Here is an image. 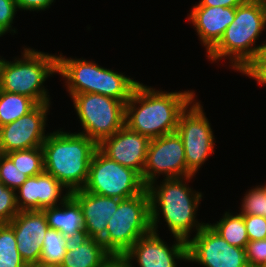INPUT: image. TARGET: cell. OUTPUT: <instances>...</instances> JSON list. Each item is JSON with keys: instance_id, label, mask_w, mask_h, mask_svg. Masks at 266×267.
<instances>
[{"instance_id": "obj_37", "label": "cell", "mask_w": 266, "mask_h": 267, "mask_svg": "<svg viewBox=\"0 0 266 267\" xmlns=\"http://www.w3.org/2000/svg\"><path fill=\"white\" fill-rule=\"evenodd\" d=\"M27 267H61L59 265H53V264H45V263H42V262H37L35 264H31Z\"/></svg>"}, {"instance_id": "obj_34", "label": "cell", "mask_w": 266, "mask_h": 267, "mask_svg": "<svg viewBox=\"0 0 266 267\" xmlns=\"http://www.w3.org/2000/svg\"><path fill=\"white\" fill-rule=\"evenodd\" d=\"M21 10H45L50 7L54 0H15Z\"/></svg>"}, {"instance_id": "obj_27", "label": "cell", "mask_w": 266, "mask_h": 267, "mask_svg": "<svg viewBox=\"0 0 266 267\" xmlns=\"http://www.w3.org/2000/svg\"><path fill=\"white\" fill-rule=\"evenodd\" d=\"M28 176L20 171L13 164L12 160L6 155L0 153V182L13 190L18 189Z\"/></svg>"}, {"instance_id": "obj_21", "label": "cell", "mask_w": 266, "mask_h": 267, "mask_svg": "<svg viewBox=\"0 0 266 267\" xmlns=\"http://www.w3.org/2000/svg\"><path fill=\"white\" fill-rule=\"evenodd\" d=\"M44 208L49 228L55 229L65 237L85 230V220L79 202L70 194L61 204Z\"/></svg>"}, {"instance_id": "obj_36", "label": "cell", "mask_w": 266, "mask_h": 267, "mask_svg": "<svg viewBox=\"0 0 266 267\" xmlns=\"http://www.w3.org/2000/svg\"><path fill=\"white\" fill-rule=\"evenodd\" d=\"M103 267H133L131 263H127L122 257H112Z\"/></svg>"}, {"instance_id": "obj_19", "label": "cell", "mask_w": 266, "mask_h": 267, "mask_svg": "<svg viewBox=\"0 0 266 267\" xmlns=\"http://www.w3.org/2000/svg\"><path fill=\"white\" fill-rule=\"evenodd\" d=\"M236 7L194 6L189 14L207 53L220 41L225 29L233 22Z\"/></svg>"}, {"instance_id": "obj_7", "label": "cell", "mask_w": 266, "mask_h": 267, "mask_svg": "<svg viewBox=\"0 0 266 267\" xmlns=\"http://www.w3.org/2000/svg\"><path fill=\"white\" fill-rule=\"evenodd\" d=\"M151 230L150 198L146 189L119 203L108 220L101 242L113 257H122L141 236Z\"/></svg>"}, {"instance_id": "obj_18", "label": "cell", "mask_w": 266, "mask_h": 267, "mask_svg": "<svg viewBox=\"0 0 266 267\" xmlns=\"http://www.w3.org/2000/svg\"><path fill=\"white\" fill-rule=\"evenodd\" d=\"M71 195L82 208L85 230L89 238L101 241L105 237L108 220L116 212L122 200L90 193L84 189L73 191Z\"/></svg>"}, {"instance_id": "obj_3", "label": "cell", "mask_w": 266, "mask_h": 267, "mask_svg": "<svg viewBox=\"0 0 266 267\" xmlns=\"http://www.w3.org/2000/svg\"><path fill=\"white\" fill-rule=\"evenodd\" d=\"M192 177L165 178L160 186L156 185L155 187L154 183L147 186L152 231L156 232L157 230L160 212L173 237H179L185 241L190 239V232L193 227H196L198 232L206 225L195 220L202 194L192 191L191 188L187 187L186 182L183 183L184 180L190 181ZM158 209L161 211L159 212Z\"/></svg>"}, {"instance_id": "obj_38", "label": "cell", "mask_w": 266, "mask_h": 267, "mask_svg": "<svg viewBox=\"0 0 266 267\" xmlns=\"http://www.w3.org/2000/svg\"><path fill=\"white\" fill-rule=\"evenodd\" d=\"M266 13V0H256Z\"/></svg>"}, {"instance_id": "obj_6", "label": "cell", "mask_w": 266, "mask_h": 267, "mask_svg": "<svg viewBox=\"0 0 266 267\" xmlns=\"http://www.w3.org/2000/svg\"><path fill=\"white\" fill-rule=\"evenodd\" d=\"M23 53V60L9 62L0 58V90L30 97L38 104L49 102L43 83L57 73V56L30 48Z\"/></svg>"}, {"instance_id": "obj_29", "label": "cell", "mask_w": 266, "mask_h": 267, "mask_svg": "<svg viewBox=\"0 0 266 267\" xmlns=\"http://www.w3.org/2000/svg\"><path fill=\"white\" fill-rule=\"evenodd\" d=\"M247 193L243 198L241 214L264 217V186H256Z\"/></svg>"}, {"instance_id": "obj_32", "label": "cell", "mask_w": 266, "mask_h": 267, "mask_svg": "<svg viewBox=\"0 0 266 267\" xmlns=\"http://www.w3.org/2000/svg\"><path fill=\"white\" fill-rule=\"evenodd\" d=\"M241 73L252 77L258 84H266V49L262 50Z\"/></svg>"}, {"instance_id": "obj_4", "label": "cell", "mask_w": 266, "mask_h": 267, "mask_svg": "<svg viewBox=\"0 0 266 267\" xmlns=\"http://www.w3.org/2000/svg\"><path fill=\"white\" fill-rule=\"evenodd\" d=\"M266 26V13L256 0H246L236 7L233 22L225 29L220 41L207 53L216 62L229 57L232 68L242 72L264 49L266 43L254 44Z\"/></svg>"}, {"instance_id": "obj_23", "label": "cell", "mask_w": 266, "mask_h": 267, "mask_svg": "<svg viewBox=\"0 0 266 267\" xmlns=\"http://www.w3.org/2000/svg\"><path fill=\"white\" fill-rule=\"evenodd\" d=\"M209 226L216 231L230 245L246 248L249 242L243 215L241 213L232 215L226 212L217 223Z\"/></svg>"}, {"instance_id": "obj_20", "label": "cell", "mask_w": 266, "mask_h": 267, "mask_svg": "<svg viewBox=\"0 0 266 267\" xmlns=\"http://www.w3.org/2000/svg\"><path fill=\"white\" fill-rule=\"evenodd\" d=\"M65 248L61 267H103L113 257L100 240L89 238L86 230L66 237Z\"/></svg>"}, {"instance_id": "obj_22", "label": "cell", "mask_w": 266, "mask_h": 267, "mask_svg": "<svg viewBox=\"0 0 266 267\" xmlns=\"http://www.w3.org/2000/svg\"><path fill=\"white\" fill-rule=\"evenodd\" d=\"M37 105L30 97L0 90V127L16 121Z\"/></svg>"}, {"instance_id": "obj_13", "label": "cell", "mask_w": 266, "mask_h": 267, "mask_svg": "<svg viewBox=\"0 0 266 267\" xmlns=\"http://www.w3.org/2000/svg\"><path fill=\"white\" fill-rule=\"evenodd\" d=\"M50 103L38 104L32 111L16 121L0 127V153L42 147L45 135L46 113Z\"/></svg>"}, {"instance_id": "obj_28", "label": "cell", "mask_w": 266, "mask_h": 267, "mask_svg": "<svg viewBox=\"0 0 266 267\" xmlns=\"http://www.w3.org/2000/svg\"><path fill=\"white\" fill-rule=\"evenodd\" d=\"M18 213L16 191L0 182V224L9 223Z\"/></svg>"}, {"instance_id": "obj_25", "label": "cell", "mask_w": 266, "mask_h": 267, "mask_svg": "<svg viewBox=\"0 0 266 267\" xmlns=\"http://www.w3.org/2000/svg\"><path fill=\"white\" fill-rule=\"evenodd\" d=\"M6 155L12 160L15 167L28 177L39 175L45 171L42 147L13 151Z\"/></svg>"}, {"instance_id": "obj_30", "label": "cell", "mask_w": 266, "mask_h": 267, "mask_svg": "<svg viewBox=\"0 0 266 267\" xmlns=\"http://www.w3.org/2000/svg\"><path fill=\"white\" fill-rule=\"evenodd\" d=\"M245 254L248 267H266V239L249 241Z\"/></svg>"}, {"instance_id": "obj_24", "label": "cell", "mask_w": 266, "mask_h": 267, "mask_svg": "<svg viewBox=\"0 0 266 267\" xmlns=\"http://www.w3.org/2000/svg\"><path fill=\"white\" fill-rule=\"evenodd\" d=\"M0 267H27L18 252L14 230L8 223L0 224Z\"/></svg>"}, {"instance_id": "obj_17", "label": "cell", "mask_w": 266, "mask_h": 267, "mask_svg": "<svg viewBox=\"0 0 266 267\" xmlns=\"http://www.w3.org/2000/svg\"><path fill=\"white\" fill-rule=\"evenodd\" d=\"M57 179L45 171L28 179L15 191L16 204L19 211L43 210L47 207L60 205L71 193ZM60 201V204L58 203Z\"/></svg>"}, {"instance_id": "obj_39", "label": "cell", "mask_w": 266, "mask_h": 267, "mask_svg": "<svg viewBox=\"0 0 266 267\" xmlns=\"http://www.w3.org/2000/svg\"><path fill=\"white\" fill-rule=\"evenodd\" d=\"M264 217H266V185L264 186Z\"/></svg>"}, {"instance_id": "obj_12", "label": "cell", "mask_w": 266, "mask_h": 267, "mask_svg": "<svg viewBox=\"0 0 266 267\" xmlns=\"http://www.w3.org/2000/svg\"><path fill=\"white\" fill-rule=\"evenodd\" d=\"M187 261L205 267H248L245 248L230 245L209 223L187 241Z\"/></svg>"}, {"instance_id": "obj_33", "label": "cell", "mask_w": 266, "mask_h": 267, "mask_svg": "<svg viewBox=\"0 0 266 267\" xmlns=\"http://www.w3.org/2000/svg\"><path fill=\"white\" fill-rule=\"evenodd\" d=\"M17 3L15 0H0V36L6 32L15 30L12 29L11 24L17 11Z\"/></svg>"}, {"instance_id": "obj_9", "label": "cell", "mask_w": 266, "mask_h": 267, "mask_svg": "<svg viewBox=\"0 0 266 267\" xmlns=\"http://www.w3.org/2000/svg\"><path fill=\"white\" fill-rule=\"evenodd\" d=\"M83 189L97 195L125 200L144 192L147 186L137 171L111 160L97 149L89 165V176Z\"/></svg>"}, {"instance_id": "obj_10", "label": "cell", "mask_w": 266, "mask_h": 267, "mask_svg": "<svg viewBox=\"0 0 266 267\" xmlns=\"http://www.w3.org/2000/svg\"><path fill=\"white\" fill-rule=\"evenodd\" d=\"M181 113L177 134L181 137L185 149L187 169L195 175L206 159L214 153V136L211 125L199 102ZM189 109V110H188Z\"/></svg>"}, {"instance_id": "obj_5", "label": "cell", "mask_w": 266, "mask_h": 267, "mask_svg": "<svg viewBox=\"0 0 266 267\" xmlns=\"http://www.w3.org/2000/svg\"><path fill=\"white\" fill-rule=\"evenodd\" d=\"M57 73L66 78L70 97L81 93H97L126 102L139 82L122 73L101 67L85 59L57 56Z\"/></svg>"}, {"instance_id": "obj_11", "label": "cell", "mask_w": 266, "mask_h": 267, "mask_svg": "<svg viewBox=\"0 0 266 267\" xmlns=\"http://www.w3.org/2000/svg\"><path fill=\"white\" fill-rule=\"evenodd\" d=\"M163 173L165 178L194 176L187 169L183 141L177 132L150 140L142 180L146 186L155 184L156 176Z\"/></svg>"}, {"instance_id": "obj_35", "label": "cell", "mask_w": 266, "mask_h": 267, "mask_svg": "<svg viewBox=\"0 0 266 267\" xmlns=\"http://www.w3.org/2000/svg\"><path fill=\"white\" fill-rule=\"evenodd\" d=\"M246 0H201L195 6H209V7H237Z\"/></svg>"}, {"instance_id": "obj_8", "label": "cell", "mask_w": 266, "mask_h": 267, "mask_svg": "<svg viewBox=\"0 0 266 267\" xmlns=\"http://www.w3.org/2000/svg\"><path fill=\"white\" fill-rule=\"evenodd\" d=\"M74 107L86 135L99 144L125 125V103L97 93H81L72 97Z\"/></svg>"}, {"instance_id": "obj_15", "label": "cell", "mask_w": 266, "mask_h": 267, "mask_svg": "<svg viewBox=\"0 0 266 267\" xmlns=\"http://www.w3.org/2000/svg\"><path fill=\"white\" fill-rule=\"evenodd\" d=\"M150 139L124 125L114 135L103 139L98 149L111 160L137 171L141 176Z\"/></svg>"}, {"instance_id": "obj_2", "label": "cell", "mask_w": 266, "mask_h": 267, "mask_svg": "<svg viewBox=\"0 0 266 267\" xmlns=\"http://www.w3.org/2000/svg\"><path fill=\"white\" fill-rule=\"evenodd\" d=\"M42 149L46 173L51 174L70 193L85 187L89 165L98 149L95 141L80 133L58 130L48 134Z\"/></svg>"}, {"instance_id": "obj_31", "label": "cell", "mask_w": 266, "mask_h": 267, "mask_svg": "<svg viewBox=\"0 0 266 267\" xmlns=\"http://www.w3.org/2000/svg\"><path fill=\"white\" fill-rule=\"evenodd\" d=\"M249 241L266 239V217L243 215Z\"/></svg>"}, {"instance_id": "obj_1", "label": "cell", "mask_w": 266, "mask_h": 267, "mask_svg": "<svg viewBox=\"0 0 266 267\" xmlns=\"http://www.w3.org/2000/svg\"><path fill=\"white\" fill-rule=\"evenodd\" d=\"M194 97L192 91L164 93L139 82L125 104V125L150 140L174 133Z\"/></svg>"}, {"instance_id": "obj_14", "label": "cell", "mask_w": 266, "mask_h": 267, "mask_svg": "<svg viewBox=\"0 0 266 267\" xmlns=\"http://www.w3.org/2000/svg\"><path fill=\"white\" fill-rule=\"evenodd\" d=\"M174 238L175 244L169 247L157 231L151 230L141 236L122 258L127 263L135 259L140 267H177L175 259L187 260V241Z\"/></svg>"}, {"instance_id": "obj_16", "label": "cell", "mask_w": 266, "mask_h": 267, "mask_svg": "<svg viewBox=\"0 0 266 267\" xmlns=\"http://www.w3.org/2000/svg\"><path fill=\"white\" fill-rule=\"evenodd\" d=\"M8 224L14 230L18 252L26 265L40 262L44 235L49 228L44 212L19 211Z\"/></svg>"}, {"instance_id": "obj_26", "label": "cell", "mask_w": 266, "mask_h": 267, "mask_svg": "<svg viewBox=\"0 0 266 267\" xmlns=\"http://www.w3.org/2000/svg\"><path fill=\"white\" fill-rule=\"evenodd\" d=\"M66 237L55 229L48 228L44 235L40 262L61 265L66 254Z\"/></svg>"}]
</instances>
